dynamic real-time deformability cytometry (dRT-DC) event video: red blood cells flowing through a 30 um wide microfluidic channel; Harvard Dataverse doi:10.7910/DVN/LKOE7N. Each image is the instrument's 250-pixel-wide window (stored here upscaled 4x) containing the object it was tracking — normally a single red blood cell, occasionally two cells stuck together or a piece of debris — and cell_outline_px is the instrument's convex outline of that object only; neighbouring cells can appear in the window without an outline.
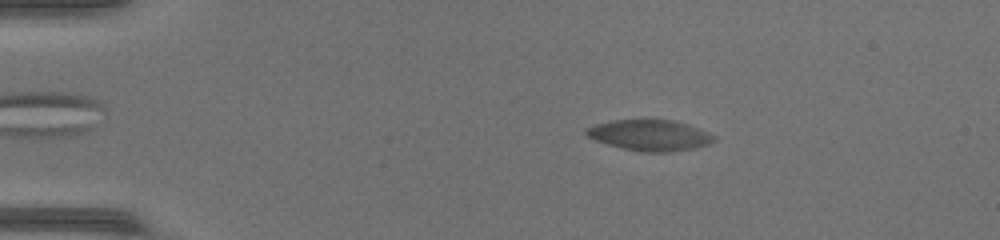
{"species": "common noctule bat (a hibernating species)", "species_latin": "Nyctalus noctula", "temperature_condition": "warm", "stored_images_in_passage": 49, "camera_frame_rate_fps": 3000, "um_per_image_px": 0.085, "animal": {"sex": "female", "body_mass_g": 17.0, "forearm_length_mm": 48.0}, "frame": {"image": 1, "passage_image": 6, "time_ms": 1.667, "image_size_px": [1000, 240], "cell_outline_px": [[716, 140], [708, 144], [692, 148], [668, 152], [640, 152], [608, 144], [596, 140], [588, 136], [584, 132], [588, 128], [596, 124], [616, 120], [672, 120], [688, 124], [708, 132], [716, 136]], "centroid_in_image_um": [55.27, 11.5], "position_along_channel_um": 29.7, "area_um2": 22.66}}
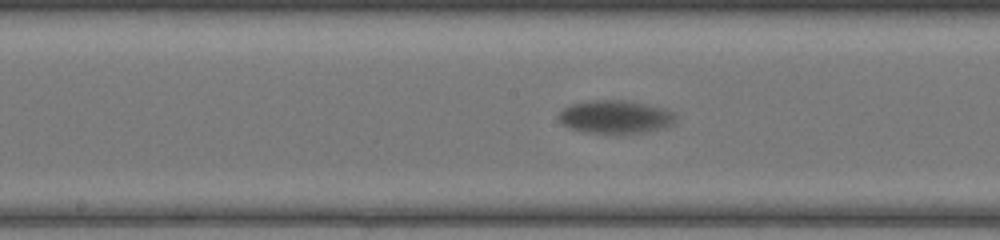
{"frame": {"image": 2, "passage_image": 24, "time_ms": 7.667, "image_size_px": [1000, 240], "cell_outline_px": [[676, 120], [672, 124], [664, 128], [640, 132], [584, 132], [568, 128], [560, 120], [560, 112], [564, 108], [572, 104], [592, 100], [624, 100], [664, 108], [672, 112], [676, 116]], "centroid_in_image_um": [52.32, 9.92], "position_along_channel_um": 195.9, "area_um2": 22.08}}
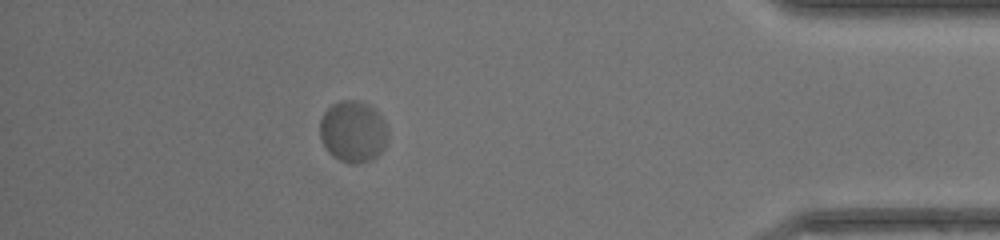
{"frame": {"image": 3, "passage_image": 43, "time_ms": 14.0, "image_size_px": [1000, 240], "cell_outline_px": [[388, 136], [384, 148], [372, 160], [360, 164], [348, 164], [332, 156], [328, 152], [320, 136], [320, 120], [324, 112], [332, 104], [344, 100], [356, 100], [368, 104], [376, 108], [384, 120], [388, 128]], "centroid_in_image_um": [30.03, 11.19], "position_along_channel_um": 405.2, "area_um2": 24.74}, "authors_computed_cell_mechanics": {"area_um2": 22.7732, "velocity_mm_per_s": 4.0023, "shape_relaxation_time_tau1_ms": 3.9859, "shape_relaxation_time_tau2_ms": null, "deformation_change_tau1": 0.1819, "deformation_change_tau2": null}}